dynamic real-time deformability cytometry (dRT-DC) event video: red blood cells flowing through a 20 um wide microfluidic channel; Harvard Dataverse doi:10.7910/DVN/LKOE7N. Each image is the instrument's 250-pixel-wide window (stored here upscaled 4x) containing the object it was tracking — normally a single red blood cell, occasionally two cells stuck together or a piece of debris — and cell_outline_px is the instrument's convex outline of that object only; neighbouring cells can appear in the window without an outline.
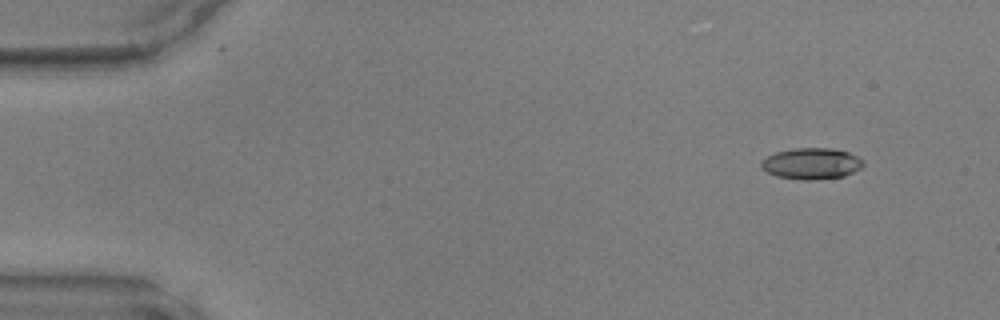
{"species": "common noctule bat (a hibernating species)", "species_latin": "Nyctalus noctula", "temperature_condition": "warm", "stored_images_in_passage": 44, "camera_frame_rate_fps": 3000, "um_per_image_px": 0.085, "animal": {"sex": "male", "body_mass_g": 17.9, "forearm_length_mm": 54.2}, "frame": {"image": 1, "passage_image": 1, "time_ms": 0.0, "image_size_px": [1000, 320], "cell_outline_px": [[864, 164], [860, 168], [844, 176], [816, 180], [804, 180], [776, 176], [760, 168], [760, 160], [776, 152], [796, 148], [832, 148], [848, 152], [864, 160]], "centroid_in_image_um": [68.96, 13.9], "position_along_channel_um": 16.0, "area_um2": 18.61}}
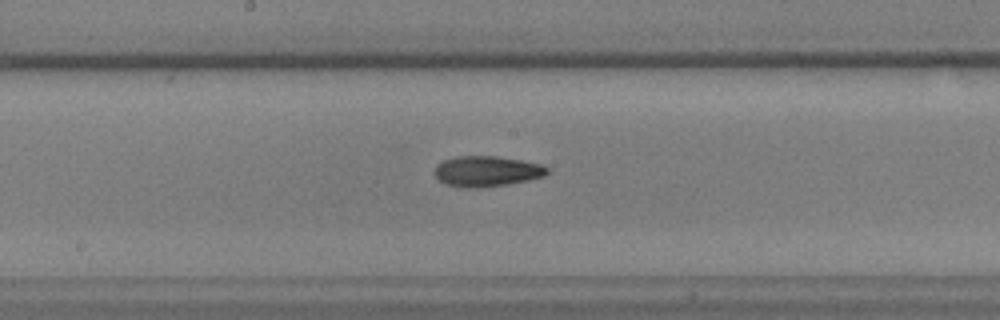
{"frame": {"image": 2, "passage_image": 22, "time_ms": 7.0, "image_size_px": [1000, 320], "cell_outline_px": [[548, 172], [544, 176], [528, 180], [508, 184], [476, 188], [464, 188], [444, 184], [432, 172], [436, 164], [444, 160], [456, 156], [496, 156], [520, 160], [540, 164], [548, 168]], "centroid_in_image_um": [41.32, 14.56], "position_along_channel_um": 206.9, "area_um2": 20.11}}
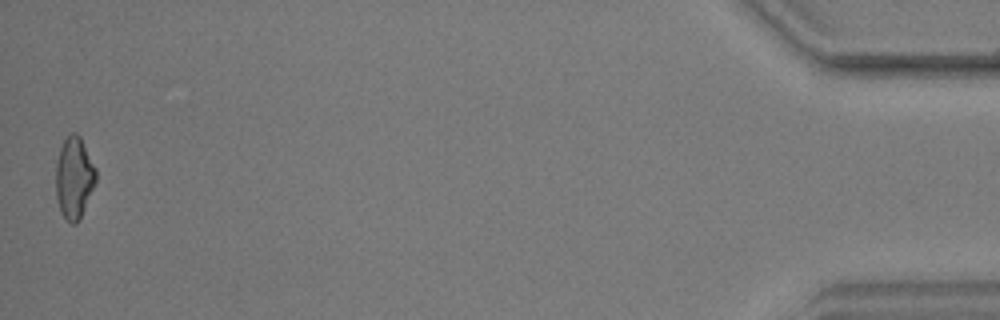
{"frame": {"image": 3, "passage_image": 44, "time_ms": 14.333, "image_size_px": [1000, 320], "cell_outline_px": [[96, 184], [80, 220], [76, 224], [72, 224], [60, 212], [56, 196], [56, 160], [60, 148], [64, 140], [72, 132], [76, 132], [80, 136], [96, 168]], "centroid_in_image_um": [6.31, 15.13], "position_along_channel_um": 428.9, "area_um2": 19.31}}